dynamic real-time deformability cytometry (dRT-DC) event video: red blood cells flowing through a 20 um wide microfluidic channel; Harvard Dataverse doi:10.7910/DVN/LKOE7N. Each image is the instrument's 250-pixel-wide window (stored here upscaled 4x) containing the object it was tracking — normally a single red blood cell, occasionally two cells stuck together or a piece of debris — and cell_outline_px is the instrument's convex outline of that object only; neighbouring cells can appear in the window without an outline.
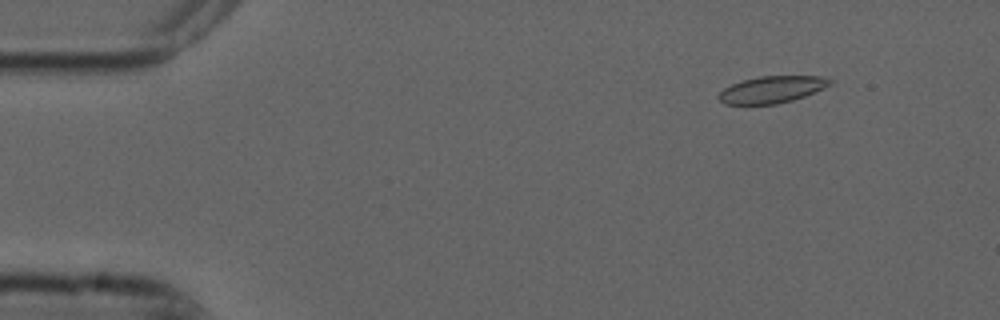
{"species": "common noctule bat (a hibernating species)", "species_latin": "Nyctalus noctula", "temperature_condition": "cold", "stored_images_in_passage": 5, "camera_frame_rate_fps": 3000, "um_per_image_px": 0.085, "animal": {"sex": "male", "forearm_length_mm": 52.5}, "frame": {"image": 1, "passage_image": 2, "time_ms": 0.333, "image_size_px": [1000, 320], "cell_outline_px": [[832, 84], [824, 88], [804, 96], [792, 100], [776, 104], [724, 104], [716, 96], [724, 88], [732, 84], [744, 80], [760, 76], [828, 76], [832, 80]], "centroid_in_image_um": [65.63, 7.6], "position_along_channel_um": 19.4, "area_um2": 17.4}}
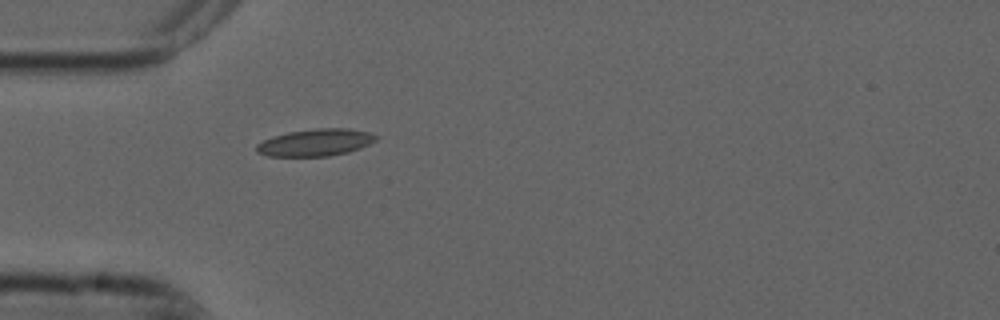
{"frame": {"image": 2, "passage_image": 5, "time_ms": 1.333, "image_size_px": [1000, 320], "cell_outline_px": [[380, 136], [376, 140], [360, 148], [348, 152], [328, 156], [268, 156], [256, 152], [256, 144], [272, 136], [288, 132], [316, 128], [348, 128], [368, 132]], "centroid_in_image_um": [26.81, 12.11], "position_along_channel_um": 58.2, "area_um2": 18.9}}